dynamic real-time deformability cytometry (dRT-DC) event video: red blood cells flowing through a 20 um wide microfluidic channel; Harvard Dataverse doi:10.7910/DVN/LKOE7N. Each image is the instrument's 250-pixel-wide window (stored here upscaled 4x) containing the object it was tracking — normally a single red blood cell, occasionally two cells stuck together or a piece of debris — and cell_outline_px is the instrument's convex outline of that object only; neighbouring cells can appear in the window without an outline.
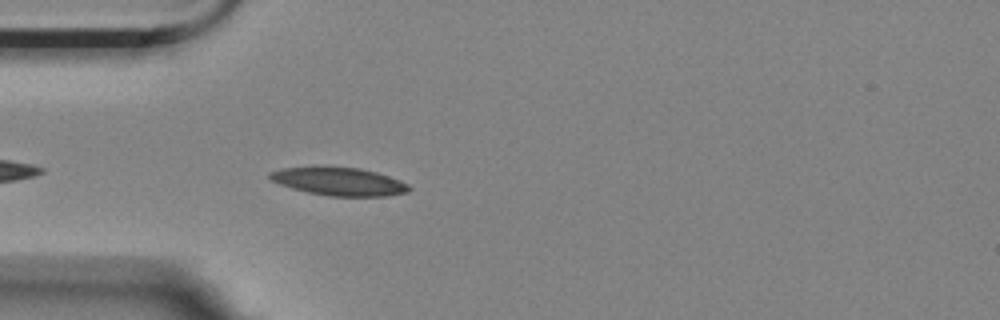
{"species": "Egyptian fruit bat (a non-hibernating species)", "species_latin": "Rousettus aegyptiacus", "temperature_condition": "room temperature", "stored_images_in_passage": 39, "camera_frame_rate_fps": 3000, "um_per_image_px": 0.085, "animal": {"sex": "female"}, "frame": {"image": 1, "passage_image": 4, "time_ms": 1.0, "image_size_px": [1000, 320], "cell_outline_px": [[412, 188], [408, 192], [388, 196], [328, 196], [308, 192], [292, 188], [280, 184], [272, 180], [268, 176], [268, 172], [280, 168], [324, 164], [360, 168], [376, 172], [400, 180], [408, 184]], "centroid_in_image_um": [28.78, 15.38], "position_along_channel_um": 56.2, "area_um2": 23.52}}
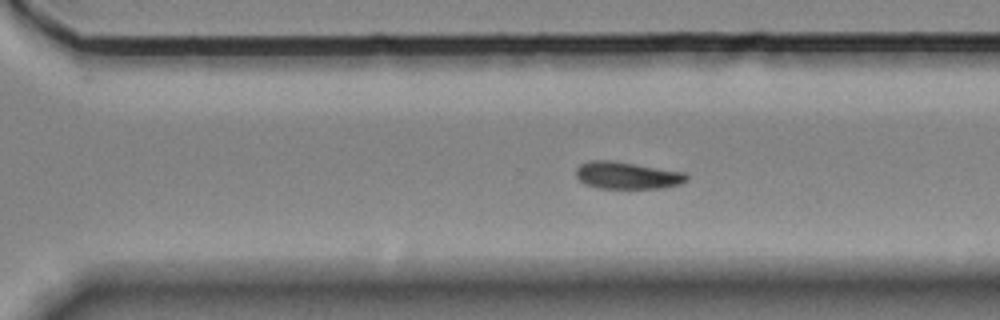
{"frame": {"image": 2, "passage_image": 20, "time_ms": 6.333, "image_size_px": [1000, 320], "cell_outline_px": [[688, 180], [680, 184], [664, 188], [596, 188], [584, 184], [576, 176], [576, 168], [580, 164], [592, 160], [612, 160], [684, 172], [688, 176]], "centroid_in_image_um": [53.3, 14.91], "position_along_channel_um": 317.3, "area_um2": 17.57}}
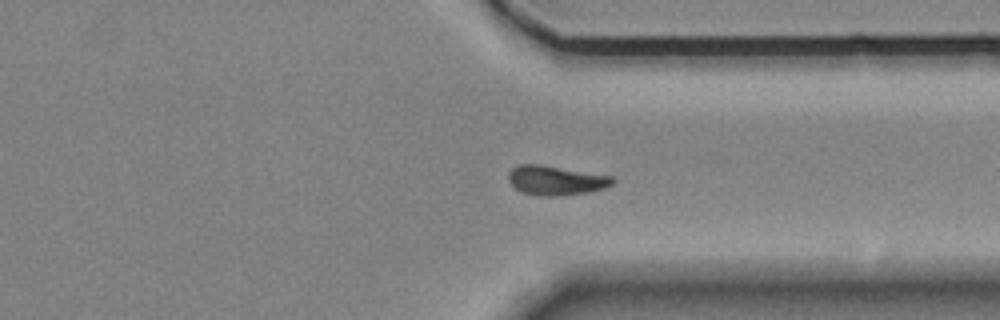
{"frame": {"image": 3, "passage_image": 24, "time_ms": 7.667, "image_size_px": [1000, 320], "cell_outline_px": [[616, 180], [612, 184], [604, 188], [592, 192], [564, 196], [536, 196], [520, 192], [508, 180], [508, 172], [512, 168], [520, 164], [540, 164], [612, 176]], "centroid_in_image_um": [47.25, 15.35], "position_along_channel_um": 364.2, "area_um2": 18.15}, "authors_computed_cell_mechanics": {"area_um2": 17.918, "velocity_mm_per_s": 3.5242, "shape_relaxation_time_tau1_ms": 2.1958, "shape_relaxation_time_tau2_ms": 1.3829, "deformation_change_tau1": 0.0762, "deformation_change_tau2": 0.0707}}